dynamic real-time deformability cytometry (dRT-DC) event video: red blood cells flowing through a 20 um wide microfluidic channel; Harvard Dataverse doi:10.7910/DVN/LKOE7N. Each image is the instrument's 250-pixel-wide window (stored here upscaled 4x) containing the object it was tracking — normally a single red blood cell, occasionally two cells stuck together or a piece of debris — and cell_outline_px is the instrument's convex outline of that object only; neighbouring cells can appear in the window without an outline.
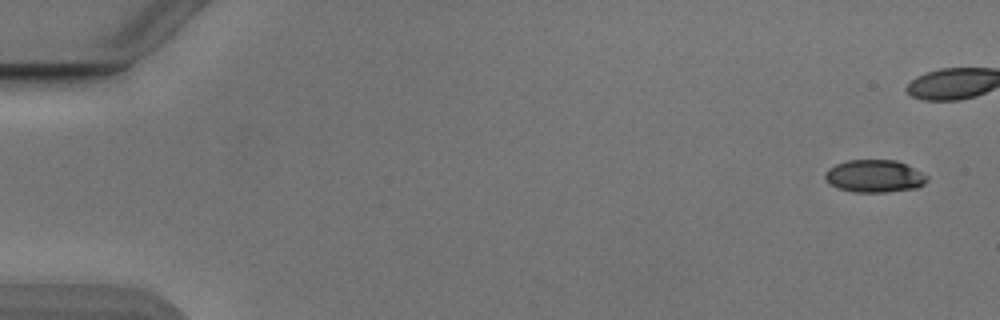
{"species": "Egyptian fruit bat (a non-hibernating species)", "species_latin": "Rousettus aegyptiacus", "temperature_condition": "cold", "stored_images_in_passage": 42, "camera_frame_rate_fps": 3000, "um_per_image_px": 0.085, "animal": {"sex": "male"}, "frame": {"image": 1, "passage_image": 1, "time_ms": 0.0, "image_size_px": [1000, 320], "cell_outline_px": [[928, 180], [924, 184], [916, 188], [884, 192], [852, 192], [840, 188], [832, 184], [824, 176], [828, 168], [836, 164], [848, 160], [896, 160], [928, 176]], "centroid_in_image_um": [74.34, 14.97], "position_along_channel_um": 10.7, "area_um2": 19.02}}
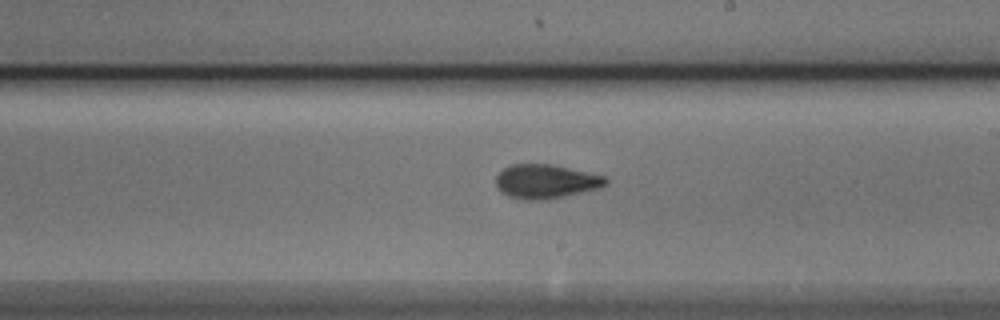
{"frame": {"image": 2, "passage_image": 30, "time_ms": 9.667, "image_size_px": [1000, 320], "cell_outline_px": [[608, 184], [600, 188], [564, 196], [544, 200], [520, 200], [508, 196], [500, 192], [496, 188], [496, 176], [504, 168], [512, 164], [552, 164], [604, 176], [608, 180]], "centroid_in_image_um": [46.36, 15.43], "position_along_channel_um": 242.6, "area_um2": 21.91}}
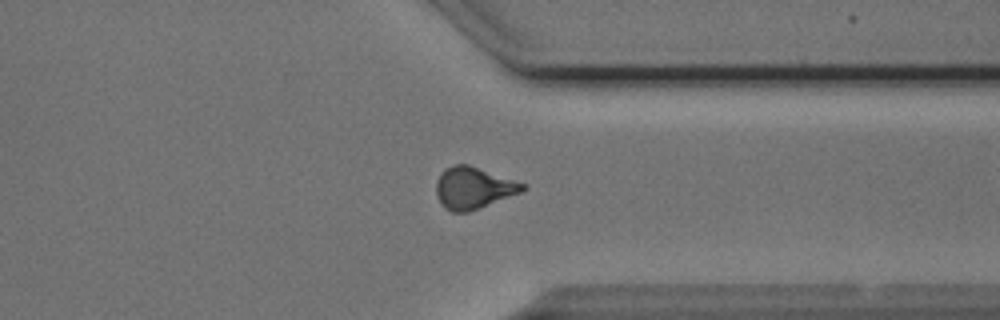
{"frame": {"image": 3, "passage_image": 40, "time_ms": 13.0, "image_size_px": [1000, 320], "cell_outline_px": [[528, 188], [524, 192], [468, 212], [452, 212], [444, 208], [440, 204], [436, 196], [436, 180], [440, 172], [444, 168], [452, 164], [468, 164], [524, 184]], "centroid_in_image_um": [40.2, 15.98], "position_along_channel_um": 371.2, "area_um2": 21.27}}